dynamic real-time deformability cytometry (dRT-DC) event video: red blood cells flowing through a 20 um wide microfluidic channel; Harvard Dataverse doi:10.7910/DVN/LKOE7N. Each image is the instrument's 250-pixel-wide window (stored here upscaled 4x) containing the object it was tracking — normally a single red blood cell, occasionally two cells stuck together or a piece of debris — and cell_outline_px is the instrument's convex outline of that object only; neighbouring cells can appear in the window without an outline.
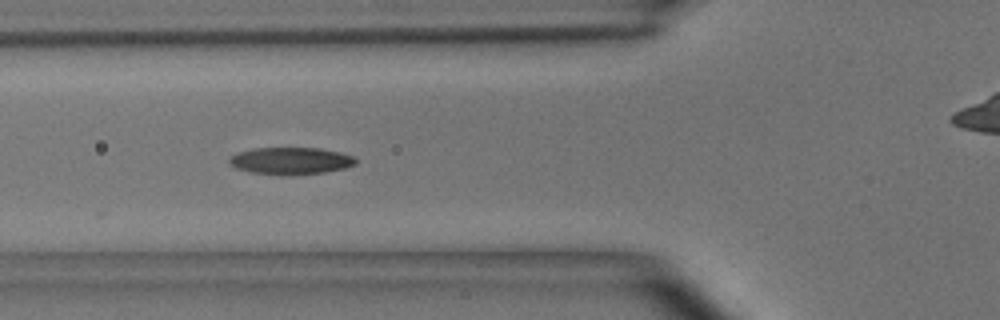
{"species": "common noctule bat (a hibernating species)", "species_latin": "Nyctalus noctula", "temperature_condition": "room temperature", "stored_images_in_passage": 23, "camera_frame_rate_fps": 3000, "um_per_image_px": 0.085, "animal": {"sex": "male", "body_mass_g": 15.6}, "frame": {"image": 1, "passage_image": 4, "time_ms": 1.0, "image_size_px": [1000, 320], "cell_outline_px": [[356, 164], [344, 168], [324, 172], [288, 176], [252, 172], [236, 168], [228, 164], [228, 160], [232, 156], [240, 152], [256, 148], [320, 148], [340, 152], [352, 156], [356, 160]], "centroid_in_image_um": [24.71, 13.68], "position_along_channel_um": 101.1, "area_um2": 19.88}}